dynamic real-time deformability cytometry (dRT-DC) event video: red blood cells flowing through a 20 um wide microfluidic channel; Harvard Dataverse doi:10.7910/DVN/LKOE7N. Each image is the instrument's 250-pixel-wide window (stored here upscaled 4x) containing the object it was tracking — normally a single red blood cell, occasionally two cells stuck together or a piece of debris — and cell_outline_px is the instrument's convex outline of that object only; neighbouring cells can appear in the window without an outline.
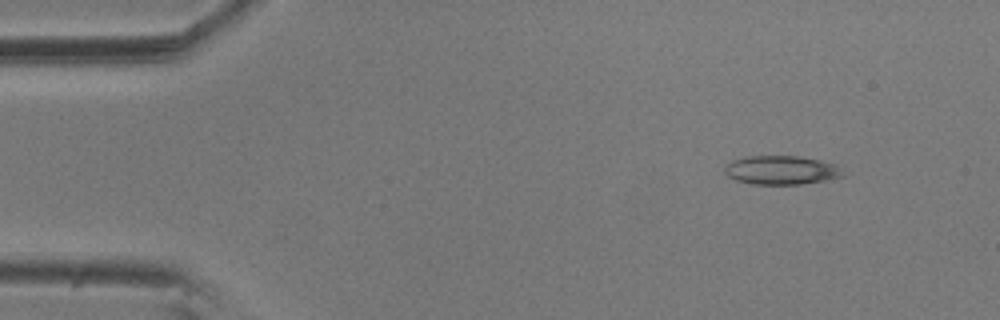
{"species": "common noctule bat (a hibernating species)", "species_latin": "Nyctalus noctula", "temperature_condition": "room temperature", "stored_images_in_passage": 4, "camera_frame_rate_fps": 3000, "um_per_image_px": 0.085, "animal": {"sex": "male", "body_mass_g": 20.5, "forearm_length_mm": 52.5}, "frame": {"image": 1, "passage_image": 1, "time_ms": 0.0, "image_size_px": [1000, 320], "cell_outline_px": [[844, 176], [824, 180], [800, 184], [752, 184], [736, 180], [728, 176], [724, 172], [724, 168], [732, 160], [744, 156], [796, 156], [820, 160], [836, 164]], "centroid_in_image_um": [66.37, 14.45], "position_along_channel_um": 18.6, "area_um2": 19.71}}
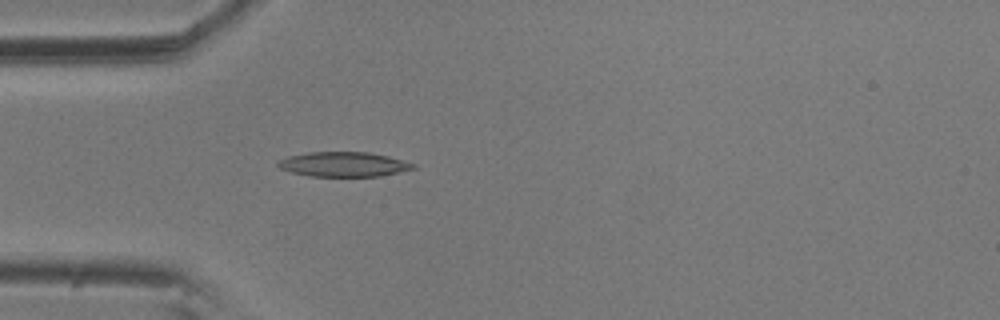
{"frame": {"image": 2, "passage_image": 4, "time_ms": 1.0, "image_size_px": [1000, 320], "cell_outline_px": [[416, 168], [380, 176], [308, 176], [292, 172], [280, 168], [276, 164], [280, 160], [288, 156], [308, 152], [368, 152], [388, 156], [416, 164]], "centroid_in_image_um": [29.21, 13.96], "position_along_channel_um": 55.8, "area_um2": 19.36}}